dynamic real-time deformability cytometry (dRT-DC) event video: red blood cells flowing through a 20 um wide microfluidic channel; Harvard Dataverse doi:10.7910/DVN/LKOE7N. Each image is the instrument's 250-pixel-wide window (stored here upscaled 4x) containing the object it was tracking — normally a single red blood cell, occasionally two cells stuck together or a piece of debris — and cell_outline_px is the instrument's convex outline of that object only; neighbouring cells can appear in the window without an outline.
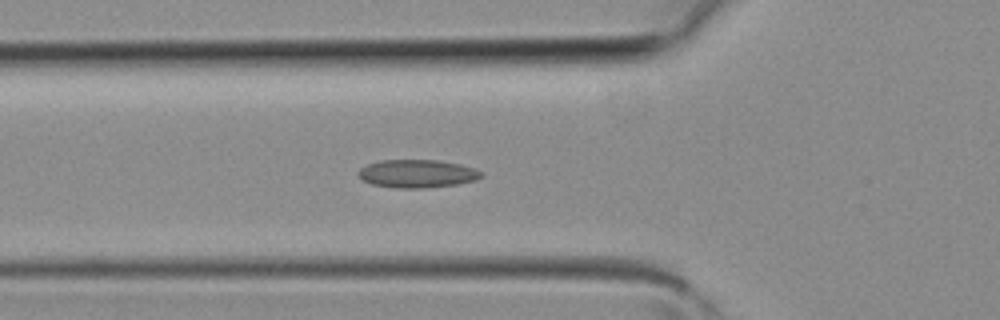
{"species": "common noctule bat (a hibernating species)", "species_latin": "Nyctalus noctula", "temperature_condition": "room temperature", "stored_images_in_passage": 37, "camera_frame_rate_fps": 3000, "um_per_image_px": 0.085, "animal": {"sex": "female", "body_mass_g": 19.3, "forearm_length_mm": 54.1}, "frame": {"image": 1, "passage_image": 12, "time_ms": 3.667, "image_size_px": [1000, 320], "cell_outline_px": [[484, 176], [476, 180], [456, 184], [424, 188], [396, 188], [372, 184], [364, 180], [356, 172], [360, 168], [368, 164], [380, 160], [436, 160], [460, 164], [476, 168], [484, 172]], "centroid_in_image_um": [35.5, 14.75], "position_along_channel_um": 90.3, "area_um2": 20.17}}
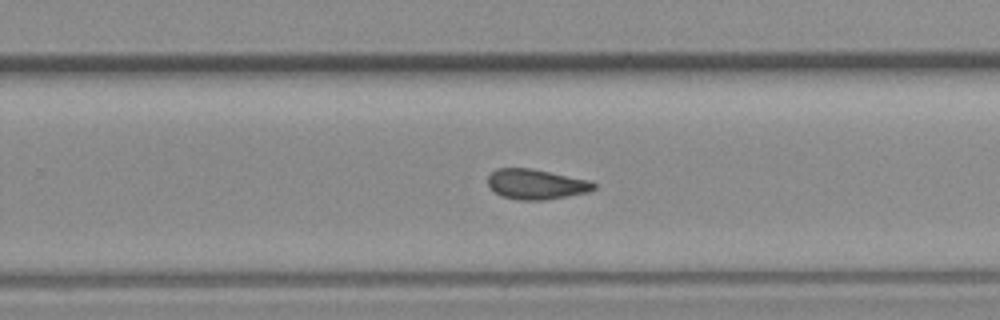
{"frame": {"image": 2, "passage_image": 23, "time_ms": 7.333, "image_size_px": [1000, 320], "cell_outline_px": [[596, 188], [588, 192], [568, 196], [544, 200], [520, 200], [500, 196], [488, 184], [488, 176], [496, 168], [532, 168], [592, 180], [596, 184]], "centroid_in_image_um": [45.61, 15.65], "position_along_channel_um": 284.2, "area_um2": 18.79}}
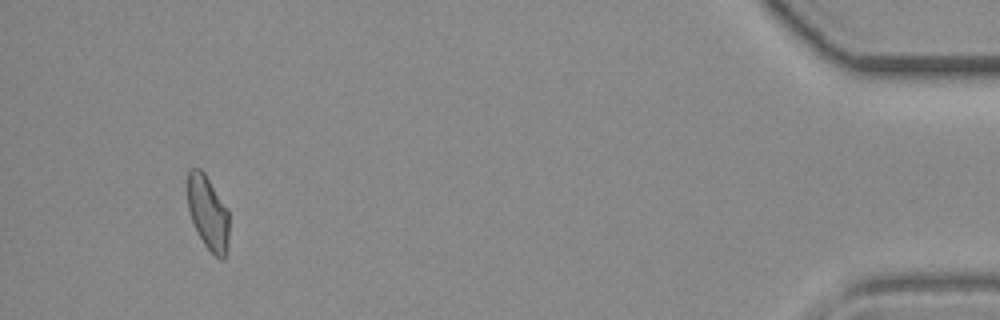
{"frame": {"image": 3, "passage_image": 35, "time_ms": 11.333, "image_size_px": [1000, 320], "cell_outline_px": [[228, 252], [224, 260], [220, 260], [204, 244], [192, 220], [188, 208], [188, 168], [200, 168], [204, 172], [228, 208]], "centroid_in_image_um": [17.7, 18.09], "position_along_channel_um": 417.5, "area_um2": 17.92}}